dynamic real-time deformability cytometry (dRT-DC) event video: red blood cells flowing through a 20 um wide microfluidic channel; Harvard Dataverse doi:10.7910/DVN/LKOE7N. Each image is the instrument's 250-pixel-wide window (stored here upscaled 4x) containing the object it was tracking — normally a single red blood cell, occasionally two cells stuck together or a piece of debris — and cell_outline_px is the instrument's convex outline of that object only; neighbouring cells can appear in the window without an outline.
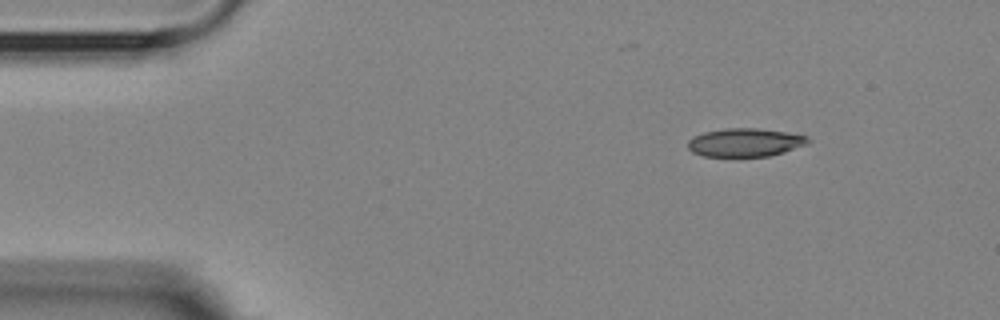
{"species": "Egyptian fruit bat (a non-hibernating species)", "species_latin": "Rousettus aegyptiacus", "temperature_condition": "room temperature", "stored_images_in_passage": 3, "camera_frame_rate_fps": 3000, "um_per_image_px": 0.085, "animal": {"sex": "female"}, "frame": {"image": 1, "passage_image": 1, "time_ms": 0.0, "image_size_px": [1000, 320], "cell_outline_px": [[812, 140], [808, 144], [784, 152], [768, 156], [700, 156], [692, 152], [688, 148], [688, 140], [704, 132], [724, 128], [756, 128], [784, 132], [808, 136]], "centroid_in_image_um": [63.34, 12.11], "position_along_channel_um": 21.7, "area_um2": 19.83}}
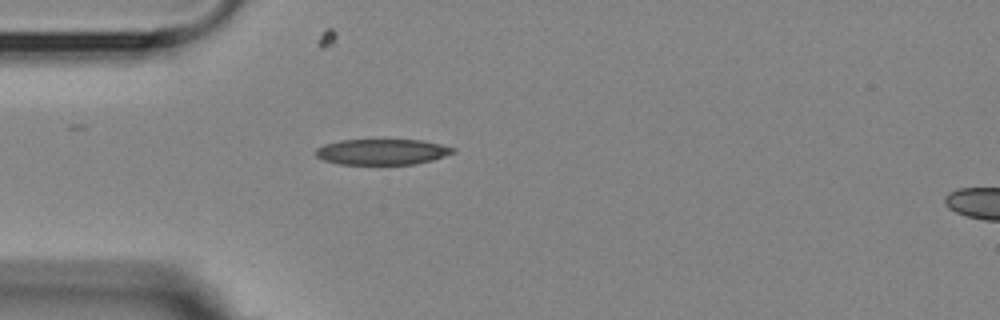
{"frame": {"image": 2, "passage_image": 3, "time_ms": 2.667, "image_size_px": [1000, 320], "cell_outline_px": [[456, 152], [432, 160], [416, 164], [340, 164], [324, 160], [316, 156], [316, 148], [324, 144], [340, 140], [424, 140], [456, 148]], "centroid_in_image_um": [32.5, 12.9], "position_along_channel_um": 52.5, "area_um2": 20.58}}